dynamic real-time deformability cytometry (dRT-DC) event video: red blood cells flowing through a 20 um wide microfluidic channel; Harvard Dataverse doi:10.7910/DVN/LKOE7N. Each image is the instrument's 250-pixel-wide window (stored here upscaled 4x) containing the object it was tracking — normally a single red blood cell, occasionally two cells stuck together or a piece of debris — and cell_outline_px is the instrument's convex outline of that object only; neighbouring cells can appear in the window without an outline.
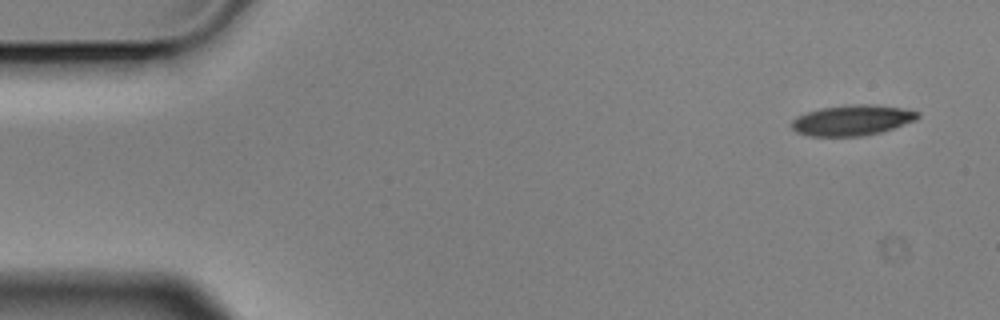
{"species": "Egyptian fruit bat (a non-hibernating species)", "species_latin": "Rousettus aegyptiacus", "temperature_condition": "cold", "stored_images_in_passage": 13, "camera_frame_rate_fps": 3000, "um_per_image_px": 0.085, "animal": {"sex": "male"}, "frame": {"image": 1, "passage_image": 1, "time_ms": 0.0, "image_size_px": [1000, 320], "cell_outline_px": [[920, 116], [916, 120], [880, 132], [860, 136], [808, 136], [796, 132], [792, 128], [792, 120], [808, 112], [820, 108], [852, 104], [872, 104], [900, 108], [920, 112]], "centroid_in_image_um": [72.44, 10.22], "position_along_channel_um": 12.6, "area_um2": 22.2}}
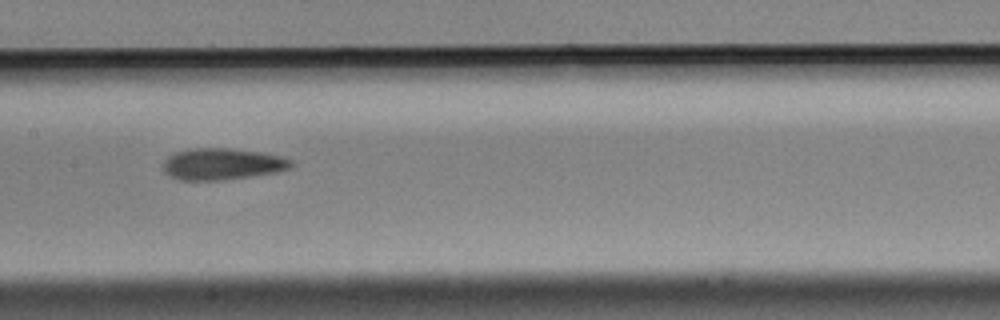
{"frame": {"image": 2, "passage_image": 7, "time_ms": 2.0, "image_size_px": [1000, 320], "cell_outline_px": [[296, 164], [288, 168], [276, 172], [220, 180], [180, 180], [164, 172], [160, 164], [168, 156], [176, 152], [188, 148], [228, 148], [260, 152], [280, 156], [292, 160]], "centroid_in_image_um": [18.84, 13.93], "position_along_channel_um": 188.6, "area_um2": 23.52}}
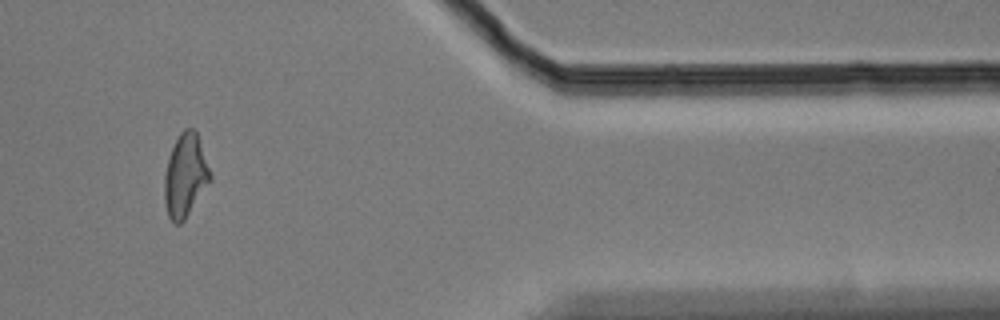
{"frame": {"image": 3, "passage_image": 12, "time_ms": 3.667, "image_size_px": [1000, 320], "cell_outline_px": [[212, 180], [184, 220], [180, 224], [176, 224], [168, 216], [164, 204], [164, 176], [168, 160], [172, 148], [180, 132], [184, 128], [192, 128], [196, 132], [212, 176]], "centroid_in_image_um": [15.75, 14.95], "position_along_channel_um": 395.7, "area_um2": 22.02}}